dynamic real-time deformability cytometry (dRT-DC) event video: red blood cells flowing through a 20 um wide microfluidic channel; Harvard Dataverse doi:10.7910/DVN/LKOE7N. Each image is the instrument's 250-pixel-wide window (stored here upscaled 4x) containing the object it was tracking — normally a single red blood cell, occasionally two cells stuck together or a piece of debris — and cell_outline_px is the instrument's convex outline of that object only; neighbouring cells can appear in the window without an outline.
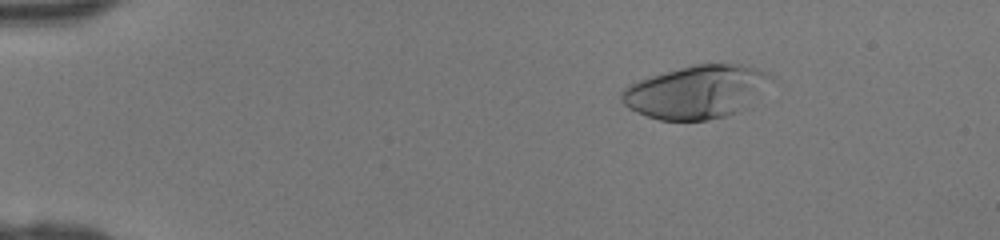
{"species": "human", "species_latin": "Homo sapiens", "temperature_condition": "room temperature", "stored_images_in_passage": 47, "camera_frame_rate_fps": 3000, "um_per_image_px": 0.085, "donor": {"sex": "female"}, "frame": {"image": 1, "passage_image": 8, "time_ms": 2.333, "image_size_px": [1000, 240], "cell_outline_px": [[776, 80], [748, 108], [740, 112], [728, 116], [708, 120], [660, 120], [636, 112], [628, 108], [620, 100], [620, 92], [628, 84], [636, 80], [692, 64], [740, 64], [756, 68], [768, 72]], "centroid_in_image_um": [59.25, 7.81], "position_along_channel_um": 25.7, "area_um2": 47.16}}
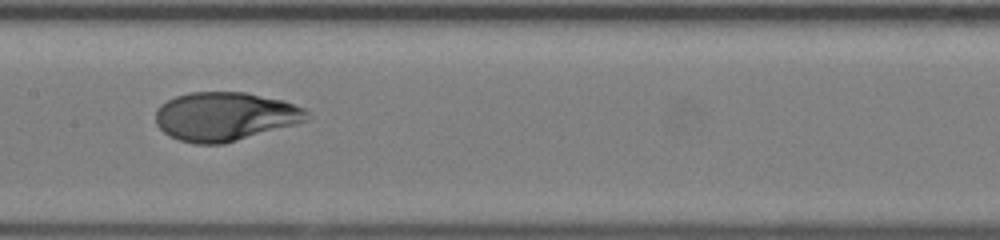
{"frame": {"image": 2, "passage_image": 25, "time_ms": 8.0, "image_size_px": [1000, 240], "cell_outline_px": [[308, 120], [296, 124], [224, 144], [196, 144], [180, 140], [164, 132], [156, 124], [156, 108], [160, 104], [176, 96], [188, 92], [244, 92], [284, 100], [304, 108], [308, 112]], "centroid_in_image_um": [19.13, 9.89], "position_along_channel_um": 188.3, "area_um2": 43.0}}
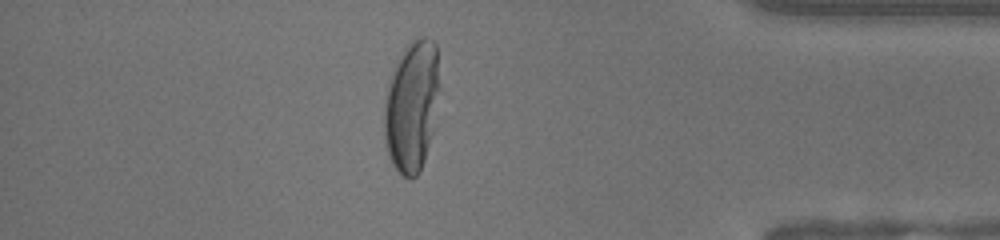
{"frame": {"image": 3, "passage_image": 41, "time_ms": 13.333, "image_size_px": [1000, 240], "cell_outline_px": [[440, 88], [436, 128], [424, 160], [416, 176], [412, 180], [408, 180], [392, 164], [388, 156], [384, 140], [384, 104], [388, 80], [392, 68], [396, 60], [404, 48], [412, 40], [420, 36], [424, 36], [432, 40], [436, 44]], "centroid_in_image_um": [35.02, 9.01], "position_along_channel_um": 400.2, "area_um2": 43.58}}